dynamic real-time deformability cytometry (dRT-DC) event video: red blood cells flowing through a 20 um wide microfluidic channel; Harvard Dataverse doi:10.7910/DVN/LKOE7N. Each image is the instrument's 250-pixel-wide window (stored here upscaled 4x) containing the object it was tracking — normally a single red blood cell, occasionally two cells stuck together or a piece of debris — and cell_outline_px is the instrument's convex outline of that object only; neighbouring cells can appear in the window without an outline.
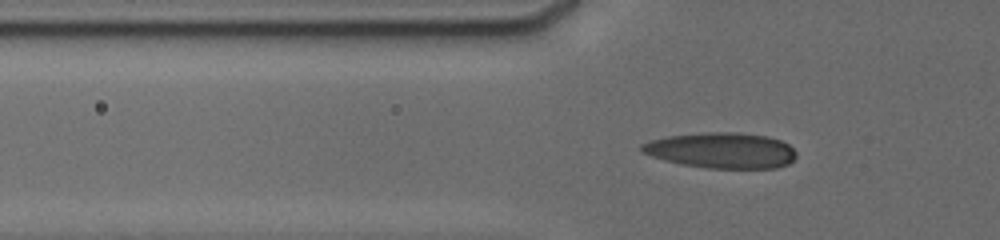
{"species": "human", "species_latin": "Homo sapiens", "temperature_condition": "cold", "stored_images_in_passage": 65, "camera_frame_rate_fps": 3000, "um_per_image_px": 0.085, "donor": {"sex": "male"}, "frame": {"image": 1, "passage_image": 2, "time_ms": 0.333, "image_size_px": [1000, 240], "cell_outline_px": [[796, 156], [788, 164], [776, 168], [708, 168], [680, 164], [664, 160], [652, 156], [644, 152], [640, 148], [640, 144], [652, 140], [668, 136], [712, 132], [732, 132], [768, 136], [780, 140], [788, 144], [796, 152]], "centroid_in_image_um": [61.34, 12.79], "position_along_channel_um": 64.5, "area_um2": 31.91}}
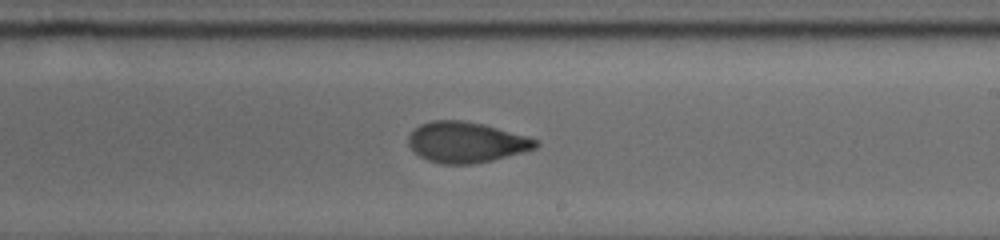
{"frame": {"image": 2, "passage_image": 28, "time_ms": 5.333, "image_size_px": [1000, 240], "cell_outline_px": [[540, 144], [536, 148], [492, 160], [472, 164], [440, 164], [428, 160], [420, 156], [408, 144], [408, 136], [420, 124], [432, 120], [460, 120], [480, 124], [496, 128], [524, 136], [536, 140]], "centroid_in_image_um": [39.58, 12.1], "position_along_channel_um": 249.4, "area_um2": 29.59}}
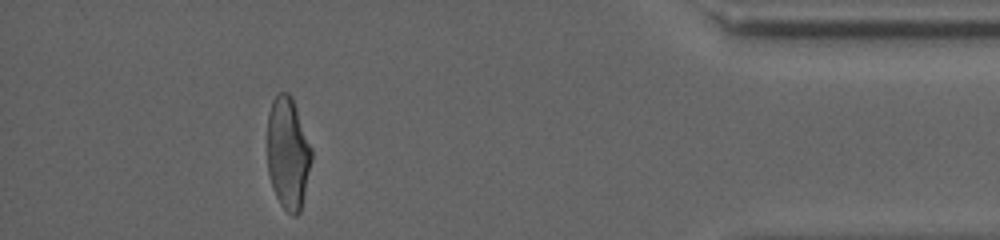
{"frame": {"image": 3, "passage_image": 58, "time_ms": 10.667, "image_size_px": [1000, 240], "cell_outline_px": [[312, 156], [300, 212], [296, 216], [292, 216], [280, 204], [272, 188], [268, 172], [268, 112], [272, 100], [280, 92], [288, 92], [292, 96], [312, 148]], "centroid_in_image_um": [24.47, 13.01], "position_along_channel_um": 410.7, "area_um2": 28.84}, "authors_computed_cell_mechanics": {"area_um2": 30.1138, "velocity_mm_per_s": 3.8275, "shape_relaxation_time_tau1_ms": 6.597, "shape_relaxation_time_tau2_ms": 1.5477, "deformation_change_tau1": 0.2159, "deformation_change_tau2": 0.0721}}